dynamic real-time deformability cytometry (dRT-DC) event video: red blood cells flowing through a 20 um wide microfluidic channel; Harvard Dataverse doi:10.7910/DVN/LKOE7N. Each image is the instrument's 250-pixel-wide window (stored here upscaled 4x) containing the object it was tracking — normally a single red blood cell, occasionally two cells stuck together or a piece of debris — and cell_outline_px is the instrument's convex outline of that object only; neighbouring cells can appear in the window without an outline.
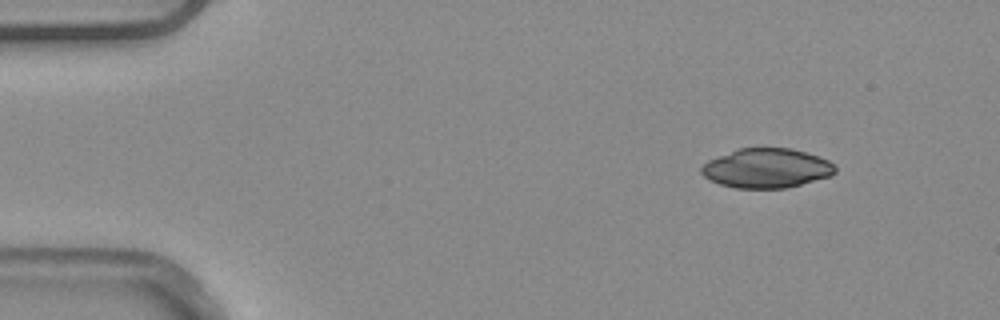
{"species": "common noctule bat (a hibernating species)", "species_latin": "Nyctalus noctula", "temperature_condition": "warm", "stored_images_in_passage": 6, "camera_frame_rate_fps": 3000, "um_per_image_px": 0.085, "animal": {"sex": "male", "body_mass_g": 20.4}, "frame": {"image": 1, "passage_image": 1, "time_ms": 0.0, "image_size_px": [1000, 320], "cell_outline_px": [[836, 172], [832, 176], [788, 188], [736, 188], [720, 184], [704, 176], [700, 172], [700, 168], [708, 160], [740, 148], [792, 148], [828, 160], [836, 168]], "centroid_in_image_um": [65.18, 14.31], "position_along_channel_um": 19.8, "area_um2": 30.63}}